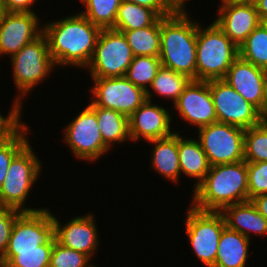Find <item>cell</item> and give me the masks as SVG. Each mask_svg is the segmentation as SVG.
I'll use <instances>...</instances> for the list:
<instances>
[{
    "mask_svg": "<svg viewBox=\"0 0 267 267\" xmlns=\"http://www.w3.org/2000/svg\"><path fill=\"white\" fill-rule=\"evenodd\" d=\"M159 16L147 7L122 1L118 8L114 30H136L151 26Z\"/></svg>",
    "mask_w": 267,
    "mask_h": 267,
    "instance_id": "4316f807",
    "label": "cell"
},
{
    "mask_svg": "<svg viewBox=\"0 0 267 267\" xmlns=\"http://www.w3.org/2000/svg\"><path fill=\"white\" fill-rule=\"evenodd\" d=\"M96 263L83 252L69 249L54 242L49 267H94Z\"/></svg>",
    "mask_w": 267,
    "mask_h": 267,
    "instance_id": "836d02e7",
    "label": "cell"
},
{
    "mask_svg": "<svg viewBox=\"0 0 267 267\" xmlns=\"http://www.w3.org/2000/svg\"><path fill=\"white\" fill-rule=\"evenodd\" d=\"M161 105L147 99L129 116L130 142L162 139L175 132L172 131L174 119H172L171 109Z\"/></svg>",
    "mask_w": 267,
    "mask_h": 267,
    "instance_id": "9a60e30c",
    "label": "cell"
},
{
    "mask_svg": "<svg viewBox=\"0 0 267 267\" xmlns=\"http://www.w3.org/2000/svg\"><path fill=\"white\" fill-rule=\"evenodd\" d=\"M178 153L180 165V177L186 176L195 180L193 190L204 180L206 174L210 170V164L201 147V144L196 138L181 136V131H178Z\"/></svg>",
    "mask_w": 267,
    "mask_h": 267,
    "instance_id": "7402d4cb",
    "label": "cell"
},
{
    "mask_svg": "<svg viewBox=\"0 0 267 267\" xmlns=\"http://www.w3.org/2000/svg\"><path fill=\"white\" fill-rule=\"evenodd\" d=\"M166 3L173 9V10H187V1L189 0H165Z\"/></svg>",
    "mask_w": 267,
    "mask_h": 267,
    "instance_id": "b9f144b4",
    "label": "cell"
},
{
    "mask_svg": "<svg viewBox=\"0 0 267 267\" xmlns=\"http://www.w3.org/2000/svg\"><path fill=\"white\" fill-rule=\"evenodd\" d=\"M38 13L6 12L0 21V57H12L43 33Z\"/></svg>",
    "mask_w": 267,
    "mask_h": 267,
    "instance_id": "2e32d148",
    "label": "cell"
},
{
    "mask_svg": "<svg viewBox=\"0 0 267 267\" xmlns=\"http://www.w3.org/2000/svg\"><path fill=\"white\" fill-rule=\"evenodd\" d=\"M210 166L244 160L245 129L214 122L195 131Z\"/></svg>",
    "mask_w": 267,
    "mask_h": 267,
    "instance_id": "30bf717a",
    "label": "cell"
},
{
    "mask_svg": "<svg viewBox=\"0 0 267 267\" xmlns=\"http://www.w3.org/2000/svg\"><path fill=\"white\" fill-rule=\"evenodd\" d=\"M172 107L173 113L179 114L180 124L187 122L199 129L217 122L208 81L191 80Z\"/></svg>",
    "mask_w": 267,
    "mask_h": 267,
    "instance_id": "5bb4252c",
    "label": "cell"
},
{
    "mask_svg": "<svg viewBox=\"0 0 267 267\" xmlns=\"http://www.w3.org/2000/svg\"><path fill=\"white\" fill-rule=\"evenodd\" d=\"M133 56L160 57V17L148 27L121 31Z\"/></svg>",
    "mask_w": 267,
    "mask_h": 267,
    "instance_id": "484cf974",
    "label": "cell"
},
{
    "mask_svg": "<svg viewBox=\"0 0 267 267\" xmlns=\"http://www.w3.org/2000/svg\"><path fill=\"white\" fill-rule=\"evenodd\" d=\"M100 31L80 12L43 23L49 53L55 66L61 69L72 66L85 70L93 56Z\"/></svg>",
    "mask_w": 267,
    "mask_h": 267,
    "instance_id": "6da1fadb",
    "label": "cell"
},
{
    "mask_svg": "<svg viewBox=\"0 0 267 267\" xmlns=\"http://www.w3.org/2000/svg\"><path fill=\"white\" fill-rule=\"evenodd\" d=\"M261 24L264 26V28L267 30V17L266 18H263L261 20Z\"/></svg>",
    "mask_w": 267,
    "mask_h": 267,
    "instance_id": "bcb514c9",
    "label": "cell"
},
{
    "mask_svg": "<svg viewBox=\"0 0 267 267\" xmlns=\"http://www.w3.org/2000/svg\"><path fill=\"white\" fill-rule=\"evenodd\" d=\"M217 121L248 129L261 123V112L223 79L209 80Z\"/></svg>",
    "mask_w": 267,
    "mask_h": 267,
    "instance_id": "7c38bea8",
    "label": "cell"
},
{
    "mask_svg": "<svg viewBox=\"0 0 267 267\" xmlns=\"http://www.w3.org/2000/svg\"><path fill=\"white\" fill-rule=\"evenodd\" d=\"M80 11L92 24L100 29H113L122 0H82Z\"/></svg>",
    "mask_w": 267,
    "mask_h": 267,
    "instance_id": "f1b7e54d",
    "label": "cell"
},
{
    "mask_svg": "<svg viewBox=\"0 0 267 267\" xmlns=\"http://www.w3.org/2000/svg\"><path fill=\"white\" fill-rule=\"evenodd\" d=\"M89 106H100L130 116L146 100V92L125 76L91 78Z\"/></svg>",
    "mask_w": 267,
    "mask_h": 267,
    "instance_id": "8fae6325",
    "label": "cell"
},
{
    "mask_svg": "<svg viewBox=\"0 0 267 267\" xmlns=\"http://www.w3.org/2000/svg\"><path fill=\"white\" fill-rule=\"evenodd\" d=\"M261 123L267 125V100L264 110L261 112Z\"/></svg>",
    "mask_w": 267,
    "mask_h": 267,
    "instance_id": "7bdbcfd3",
    "label": "cell"
},
{
    "mask_svg": "<svg viewBox=\"0 0 267 267\" xmlns=\"http://www.w3.org/2000/svg\"><path fill=\"white\" fill-rule=\"evenodd\" d=\"M220 1H229V2H240V1H243V2H253V0H220Z\"/></svg>",
    "mask_w": 267,
    "mask_h": 267,
    "instance_id": "f6af8a7d",
    "label": "cell"
},
{
    "mask_svg": "<svg viewBox=\"0 0 267 267\" xmlns=\"http://www.w3.org/2000/svg\"><path fill=\"white\" fill-rule=\"evenodd\" d=\"M97 116L98 126L104 144L112 150L116 144L131 140L129 134V117L112 109L90 106Z\"/></svg>",
    "mask_w": 267,
    "mask_h": 267,
    "instance_id": "cb8c5ba5",
    "label": "cell"
},
{
    "mask_svg": "<svg viewBox=\"0 0 267 267\" xmlns=\"http://www.w3.org/2000/svg\"><path fill=\"white\" fill-rule=\"evenodd\" d=\"M95 216L93 212L90 213L89 211L82 216L70 218L64 224L53 213L56 241L66 248L85 253L93 260L101 245Z\"/></svg>",
    "mask_w": 267,
    "mask_h": 267,
    "instance_id": "e0dca14e",
    "label": "cell"
},
{
    "mask_svg": "<svg viewBox=\"0 0 267 267\" xmlns=\"http://www.w3.org/2000/svg\"><path fill=\"white\" fill-rule=\"evenodd\" d=\"M161 66L160 57L135 56L125 73V77L147 92Z\"/></svg>",
    "mask_w": 267,
    "mask_h": 267,
    "instance_id": "4dcf8cb0",
    "label": "cell"
},
{
    "mask_svg": "<svg viewBox=\"0 0 267 267\" xmlns=\"http://www.w3.org/2000/svg\"><path fill=\"white\" fill-rule=\"evenodd\" d=\"M77 114L63 127L62 142L78 161L96 164L110 150L103 142L96 112L87 105Z\"/></svg>",
    "mask_w": 267,
    "mask_h": 267,
    "instance_id": "ba28073f",
    "label": "cell"
},
{
    "mask_svg": "<svg viewBox=\"0 0 267 267\" xmlns=\"http://www.w3.org/2000/svg\"><path fill=\"white\" fill-rule=\"evenodd\" d=\"M214 22L237 46L261 23L253 2L221 1Z\"/></svg>",
    "mask_w": 267,
    "mask_h": 267,
    "instance_id": "d6986e66",
    "label": "cell"
},
{
    "mask_svg": "<svg viewBox=\"0 0 267 267\" xmlns=\"http://www.w3.org/2000/svg\"><path fill=\"white\" fill-rule=\"evenodd\" d=\"M44 207L21 212L15 219L6 251L41 250V245L55 237L53 212Z\"/></svg>",
    "mask_w": 267,
    "mask_h": 267,
    "instance_id": "4fadbf2b",
    "label": "cell"
},
{
    "mask_svg": "<svg viewBox=\"0 0 267 267\" xmlns=\"http://www.w3.org/2000/svg\"><path fill=\"white\" fill-rule=\"evenodd\" d=\"M6 13L3 1H0V21L3 19L4 15Z\"/></svg>",
    "mask_w": 267,
    "mask_h": 267,
    "instance_id": "ee69618b",
    "label": "cell"
},
{
    "mask_svg": "<svg viewBox=\"0 0 267 267\" xmlns=\"http://www.w3.org/2000/svg\"><path fill=\"white\" fill-rule=\"evenodd\" d=\"M192 192L191 205L202 211H221L228 205L248 201L247 162L211 166Z\"/></svg>",
    "mask_w": 267,
    "mask_h": 267,
    "instance_id": "3957f363",
    "label": "cell"
},
{
    "mask_svg": "<svg viewBox=\"0 0 267 267\" xmlns=\"http://www.w3.org/2000/svg\"><path fill=\"white\" fill-rule=\"evenodd\" d=\"M54 237L41 245V250L5 251L0 258V267H49Z\"/></svg>",
    "mask_w": 267,
    "mask_h": 267,
    "instance_id": "83f0119b",
    "label": "cell"
},
{
    "mask_svg": "<svg viewBox=\"0 0 267 267\" xmlns=\"http://www.w3.org/2000/svg\"><path fill=\"white\" fill-rule=\"evenodd\" d=\"M260 21L267 17V0H253Z\"/></svg>",
    "mask_w": 267,
    "mask_h": 267,
    "instance_id": "60d3db41",
    "label": "cell"
},
{
    "mask_svg": "<svg viewBox=\"0 0 267 267\" xmlns=\"http://www.w3.org/2000/svg\"><path fill=\"white\" fill-rule=\"evenodd\" d=\"M250 245V239L225 226L219 240L213 267H246L249 254H252L249 251Z\"/></svg>",
    "mask_w": 267,
    "mask_h": 267,
    "instance_id": "603a6c76",
    "label": "cell"
},
{
    "mask_svg": "<svg viewBox=\"0 0 267 267\" xmlns=\"http://www.w3.org/2000/svg\"><path fill=\"white\" fill-rule=\"evenodd\" d=\"M10 59L13 83L17 90L15 95L22 104H25L23 102L25 97L27 99L38 84L45 83L44 81L48 80L56 68L49 53L46 36L42 33Z\"/></svg>",
    "mask_w": 267,
    "mask_h": 267,
    "instance_id": "8992f818",
    "label": "cell"
},
{
    "mask_svg": "<svg viewBox=\"0 0 267 267\" xmlns=\"http://www.w3.org/2000/svg\"><path fill=\"white\" fill-rule=\"evenodd\" d=\"M191 80L184 74L161 66L146 92V98L153 101L156 96H161L165 98L164 100L168 98V101L170 100L172 105H174Z\"/></svg>",
    "mask_w": 267,
    "mask_h": 267,
    "instance_id": "d4e9b609",
    "label": "cell"
},
{
    "mask_svg": "<svg viewBox=\"0 0 267 267\" xmlns=\"http://www.w3.org/2000/svg\"><path fill=\"white\" fill-rule=\"evenodd\" d=\"M223 80L260 112L264 110L267 100V71L238 57Z\"/></svg>",
    "mask_w": 267,
    "mask_h": 267,
    "instance_id": "ac0fdd59",
    "label": "cell"
},
{
    "mask_svg": "<svg viewBox=\"0 0 267 267\" xmlns=\"http://www.w3.org/2000/svg\"><path fill=\"white\" fill-rule=\"evenodd\" d=\"M187 10H174L160 17L161 65L196 80V18ZM194 18V19H193Z\"/></svg>",
    "mask_w": 267,
    "mask_h": 267,
    "instance_id": "7a4b0ae2",
    "label": "cell"
},
{
    "mask_svg": "<svg viewBox=\"0 0 267 267\" xmlns=\"http://www.w3.org/2000/svg\"><path fill=\"white\" fill-rule=\"evenodd\" d=\"M239 57L267 71V30L261 23L240 45Z\"/></svg>",
    "mask_w": 267,
    "mask_h": 267,
    "instance_id": "f546056e",
    "label": "cell"
},
{
    "mask_svg": "<svg viewBox=\"0 0 267 267\" xmlns=\"http://www.w3.org/2000/svg\"><path fill=\"white\" fill-rule=\"evenodd\" d=\"M150 169L161 175L172 184L182 182L178 153V131L166 138L151 140Z\"/></svg>",
    "mask_w": 267,
    "mask_h": 267,
    "instance_id": "44dd1931",
    "label": "cell"
},
{
    "mask_svg": "<svg viewBox=\"0 0 267 267\" xmlns=\"http://www.w3.org/2000/svg\"><path fill=\"white\" fill-rule=\"evenodd\" d=\"M239 57L237 47L214 22L197 28L196 80L223 79Z\"/></svg>",
    "mask_w": 267,
    "mask_h": 267,
    "instance_id": "277c9868",
    "label": "cell"
},
{
    "mask_svg": "<svg viewBox=\"0 0 267 267\" xmlns=\"http://www.w3.org/2000/svg\"><path fill=\"white\" fill-rule=\"evenodd\" d=\"M33 150L30 141L12 159L6 178L0 188V206L10 207L21 212H33L43 207L31 208L29 200L35 183L43 171V163ZM28 198V199H27ZM27 206V207H26Z\"/></svg>",
    "mask_w": 267,
    "mask_h": 267,
    "instance_id": "5b68a950",
    "label": "cell"
},
{
    "mask_svg": "<svg viewBox=\"0 0 267 267\" xmlns=\"http://www.w3.org/2000/svg\"><path fill=\"white\" fill-rule=\"evenodd\" d=\"M135 3L149 9H152L159 17H166L174 10L166 3L165 0H122Z\"/></svg>",
    "mask_w": 267,
    "mask_h": 267,
    "instance_id": "74e56055",
    "label": "cell"
},
{
    "mask_svg": "<svg viewBox=\"0 0 267 267\" xmlns=\"http://www.w3.org/2000/svg\"><path fill=\"white\" fill-rule=\"evenodd\" d=\"M220 212L229 229L243 234L250 240L253 235L266 237L267 219L257 210L251 200L228 205Z\"/></svg>",
    "mask_w": 267,
    "mask_h": 267,
    "instance_id": "ffe728a7",
    "label": "cell"
},
{
    "mask_svg": "<svg viewBox=\"0 0 267 267\" xmlns=\"http://www.w3.org/2000/svg\"><path fill=\"white\" fill-rule=\"evenodd\" d=\"M25 124L14 136L0 141V188L6 178L14 156L30 141L27 136L32 130Z\"/></svg>",
    "mask_w": 267,
    "mask_h": 267,
    "instance_id": "d6a6232c",
    "label": "cell"
},
{
    "mask_svg": "<svg viewBox=\"0 0 267 267\" xmlns=\"http://www.w3.org/2000/svg\"><path fill=\"white\" fill-rule=\"evenodd\" d=\"M133 57L122 32L101 29L93 56L85 70L91 78L123 77Z\"/></svg>",
    "mask_w": 267,
    "mask_h": 267,
    "instance_id": "9c48e42d",
    "label": "cell"
},
{
    "mask_svg": "<svg viewBox=\"0 0 267 267\" xmlns=\"http://www.w3.org/2000/svg\"><path fill=\"white\" fill-rule=\"evenodd\" d=\"M248 201L260 194H267V162L247 163Z\"/></svg>",
    "mask_w": 267,
    "mask_h": 267,
    "instance_id": "d590c367",
    "label": "cell"
},
{
    "mask_svg": "<svg viewBox=\"0 0 267 267\" xmlns=\"http://www.w3.org/2000/svg\"><path fill=\"white\" fill-rule=\"evenodd\" d=\"M13 99L7 115L0 112V141L11 138L26 124L22 121L24 105L16 97Z\"/></svg>",
    "mask_w": 267,
    "mask_h": 267,
    "instance_id": "e575fe53",
    "label": "cell"
},
{
    "mask_svg": "<svg viewBox=\"0 0 267 267\" xmlns=\"http://www.w3.org/2000/svg\"><path fill=\"white\" fill-rule=\"evenodd\" d=\"M38 0H3L6 12H31L37 13L33 9Z\"/></svg>",
    "mask_w": 267,
    "mask_h": 267,
    "instance_id": "f35d334b",
    "label": "cell"
},
{
    "mask_svg": "<svg viewBox=\"0 0 267 267\" xmlns=\"http://www.w3.org/2000/svg\"><path fill=\"white\" fill-rule=\"evenodd\" d=\"M21 211L0 206V258L4 255L16 217Z\"/></svg>",
    "mask_w": 267,
    "mask_h": 267,
    "instance_id": "8d00e7d4",
    "label": "cell"
},
{
    "mask_svg": "<svg viewBox=\"0 0 267 267\" xmlns=\"http://www.w3.org/2000/svg\"><path fill=\"white\" fill-rule=\"evenodd\" d=\"M244 160L247 163L267 162V125L260 123L245 129Z\"/></svg>",
    "mask_w": 267,
    "mask_h": 267,
    "instance_id": "1f68e13d",
    "label": "cell"
},
{
    "mask_svg": "<svg viewBox=\"0 0 267 267\" xmlns=\"http://www.w3.org/2000/svg\"><path fill=\"white\" fill-rule=\"evenodd\" d=\"M185 233L191 249L205 267L215 264L219 240L226 226L220 211H202L191 204L186 209Z\"/></svg>",
    "mask_w": 267,
    "mask_h": 267,
    "instance_id": "52a82bcc",
    "label": "cell"
},
{
    "mask_svg": "<svg viewBox=\"0 0 267 267\" xmlns=\"http://www.w3.org/2000/svg\"><path fill=\"white\" fill-rule=\"evenodd\" d=\"M257 210L267 219V194H260L251 199Z\"/></svg>",
    "mask_w": 267,
    "mask_h": 267,
    "instance_id": "ab89813d",
    "label": "cell"
}]
</instances>
